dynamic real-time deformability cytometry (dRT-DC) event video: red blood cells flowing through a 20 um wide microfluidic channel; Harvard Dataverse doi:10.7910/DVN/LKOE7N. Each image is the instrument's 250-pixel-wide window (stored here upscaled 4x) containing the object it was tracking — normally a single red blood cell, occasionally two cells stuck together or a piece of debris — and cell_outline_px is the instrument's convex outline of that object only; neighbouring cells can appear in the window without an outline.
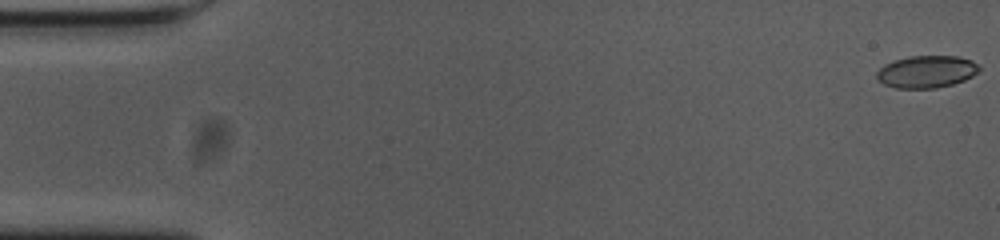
{"species": "common noctule bat (a hibernating species)", "species_latin": "Nyctalus noctula", "temperature_condition": "cold", "stored_images_in_passage": 51, "camera_frame_rate_fps": 3000, "um_per_image_px": 0.085, "animal": {"sex": "female", "body_mass_g": 23.0, "forearm_length_mm": 53.4}, "frame": {"image": 1, "passage_image": 1, "time_ms": 0.0, "image_size_px": [1000, 240], "cell_outline_px": [[980, 72], [964, 80], [952, 84], [936, 88], [896, 88], [884, 84], [876, 76], [876, 72], [884, 64], [896, 60], [912, 56], [956, 56], [972, 60], [980, 64]], "centroid_in_image_um": [78.8, 6.09], "position_along_channel_um": 6.2, "area_um2": 19.25}}
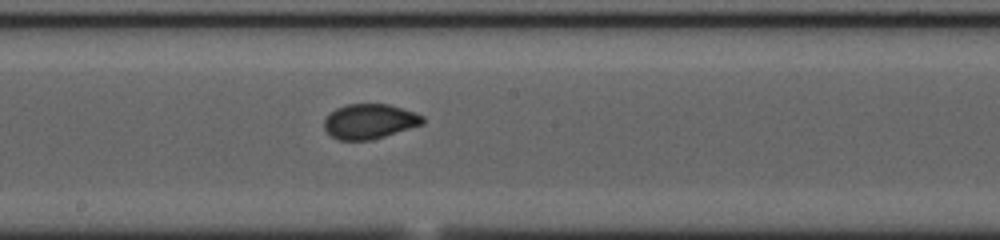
{"frame": {"image": 2, "passage_image": 30, "time_ms": 9.667, "image_size_px": [1000, 240], "cell_outline_px": [[424, 124], [372, 140], [340, 140], [332, 136], [324, 128], [324, 120], [328, 112], [336, 108], [348, 104], [388, 104], [416, 112], [424, 116]], "centroid_in_image_um": [31.42, 10.31], "position_along_channel_um": 216.8, "area_um2": 20.17}}
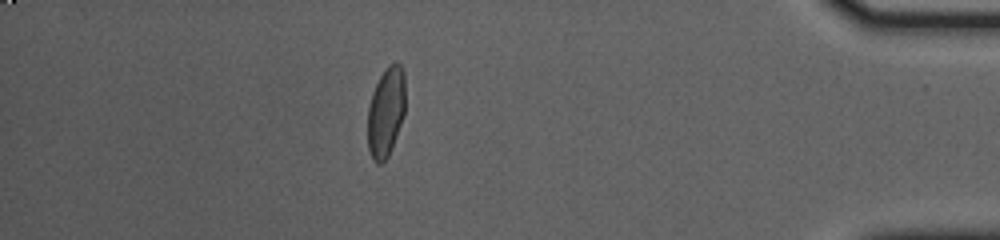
{"frame": {"image": 3, "passage_image": 49, "time_ms": 16.0, "image_size_px": [1000, 240], "cell_outline_px": [[404, 112], [400, 124], [388, 156], [380, 164], [376, 164], [372, 160], [368, 148], [368, 108], [372, 92], [380, 76], [388, 64], [396, 60], [400, 64], [404, 72]], "centroid_in_image_um": [32.79, 9.49], "position_along_channel_um": 402.4, "area_um2": 19.54}, "authors_computed_cell_mechanics": {"area_um2": 19.8832, "velocity_mm_per_s": 3.6674, "shape_relaxation_time_tau1_ms": 8.5462, "shape_relaxation_time_tau2_ms": 0.8548, "deformation_change_tau1": 0.2085, "deformation_change_tau2": 0.0412}}